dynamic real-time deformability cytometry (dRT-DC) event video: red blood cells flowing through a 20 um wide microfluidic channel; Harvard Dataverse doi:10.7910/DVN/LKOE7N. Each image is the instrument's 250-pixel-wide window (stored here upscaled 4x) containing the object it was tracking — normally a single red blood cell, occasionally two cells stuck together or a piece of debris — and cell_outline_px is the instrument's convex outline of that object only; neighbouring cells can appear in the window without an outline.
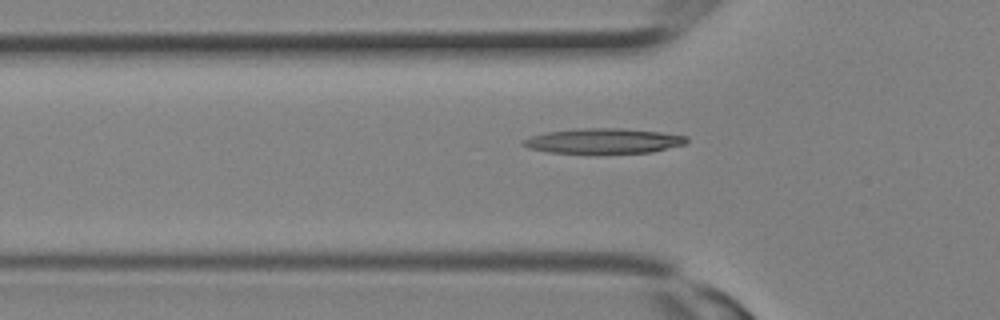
{"species": "Egyptian fruit bat (a non-hibernating species)", "species_latin": "Rousettus aegyptiacus", "temperature_condition": "room temperature", "stored_images_in_passage": 5, "camera_frame_rate_fps": 3000, "um_per_image_px": 0.085, "animal": {"sex": "female"}, "frame": {"image": 1, "passage_image": 5, "time_ms": 1.333, "image_size_px": [1000, 320], "cell_outline_px": [[688, 144], [652, 152], [600, 156], [592, 156], [548, 152], [528, 148], [520, 144], [520, 140], [532, 136], [548, 132], [576, 128], [620, 128], [660, 132], [688, 136]], "centroid_in_image_um": [51.29, 12.03], "position_along_channel_um": 74.5, "area_um2": 25.32}}